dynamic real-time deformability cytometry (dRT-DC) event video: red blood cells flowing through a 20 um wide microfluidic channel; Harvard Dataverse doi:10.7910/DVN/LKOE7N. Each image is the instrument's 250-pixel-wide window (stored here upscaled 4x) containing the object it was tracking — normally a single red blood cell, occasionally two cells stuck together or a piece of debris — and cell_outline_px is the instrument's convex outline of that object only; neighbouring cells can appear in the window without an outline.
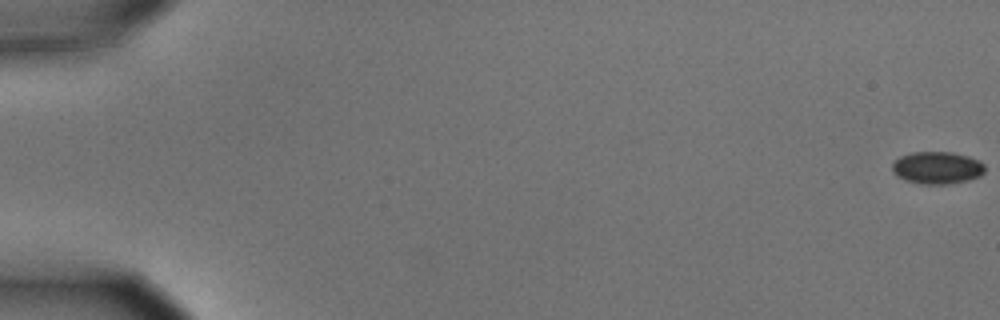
{"species": "common noctule bat (a hibernating species)", "species_latin": "Nyctalus noctula", "temperature_condition": "cold", "stored_images_in_passage": 6, "camera_frame_rate_fps": 3000, "um_per_image_px": 0.085, "animal": {"sex": "male", "body_mass_g": 15.6}, "frame": {"image": 1, "passage_image": 1, "time_ms": 0.0, "image_size_px": [1000, 320], "cell_outline_px": [[984, 172], [980, 176], [968, 180], [944, 184], [924, 184], [904, 180], [896, 176], [892, 172], [892, 164], [900, 156], [912, 152], [952, 152], [968, 156], [980, 160], [984, 164]], "centroid_in_image_um": [79.65, 14.25], "position_along_channel_um": 5.4, "area_um2": 17.51}}
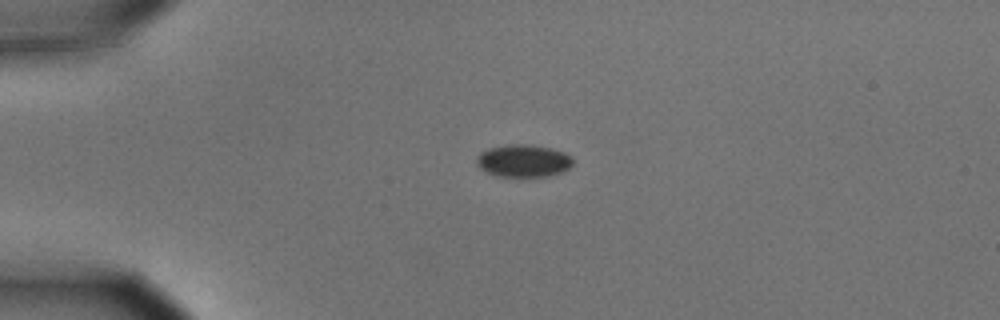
{"frame": {"image": 2, "passage_image": 5, "time_ms": 1.333, "image_size_px": [1000, 320], "cell_outline_px": [[572, 164], [568, 168], [560, 172], [548, 176], [496, 176], [480, 168], [476, 164], [476, 156], [480, 152], [488, 148], [508, 144], [528, 144], [552, 148], [564, 152], [572, 156]], "centroid_in_image_um": [44.46, 13.65], "position_along_channel_um": 40.5, "area_um2": 18.26}}